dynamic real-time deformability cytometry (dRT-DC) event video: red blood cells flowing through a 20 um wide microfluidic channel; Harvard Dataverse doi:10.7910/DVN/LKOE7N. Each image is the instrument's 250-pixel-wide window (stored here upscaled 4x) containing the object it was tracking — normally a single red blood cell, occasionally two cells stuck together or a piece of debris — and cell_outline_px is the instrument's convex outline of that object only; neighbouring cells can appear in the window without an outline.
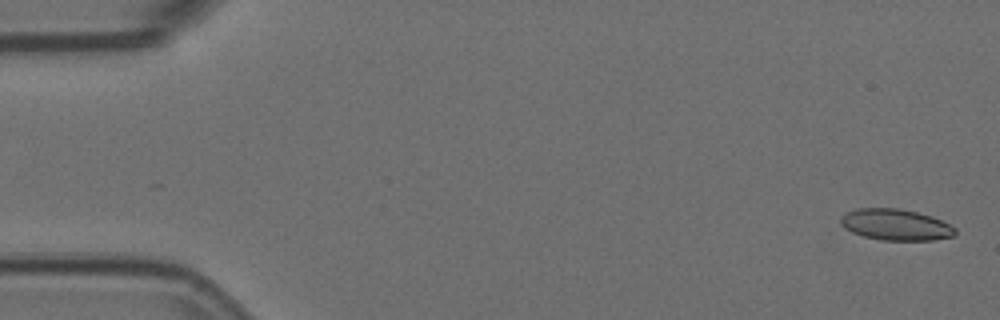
{"species": "Egyptian fruit bat (a non-hibernating species)", "species_latin": "Rousettus aegyptiacus", "temperature_condition": "room temperature", "stored_images_in_passage": 57, "camera_frame_rate_fps": 3000, "um_per_image_px": 0.085, "animal": {"sex": "female"}, "frame": {"image": 1, "passage_image": 2, "time_ms": 0.333, "image_size_px": [1000, 320], "cell_outline_px": [[956, 232], [952, 236], [932, 240], [880, 240], [864, 236], [852, 232], [844, 228], [840, 224], [840, 216], [856, 208], [896, 208], [916, 212], [932, 216], [956, 228]], "centroid_in_image_um": [76.1, 19.1], "position_along_channel_um": 8.9, "area_um2": 20.75}}
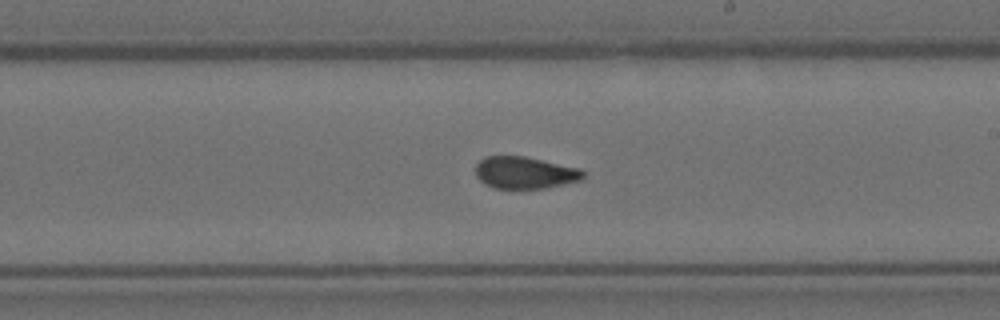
{"frame": {"image": 2, "passage_image": 33, "time_ms": 10.667, "image_size_px": [1000, 320], "cell_outline_px": [[584, 176], [580, 180], [544, 188], [492, 188], [484, 184], [476, 176], [476, 164], [484, 156], [524, 156], [580, 168], [584, 172]], "centroid_in_image_um": [44.58, 14.67], "position_along_channel_um": 244.4, "area_um2": 20.0}}
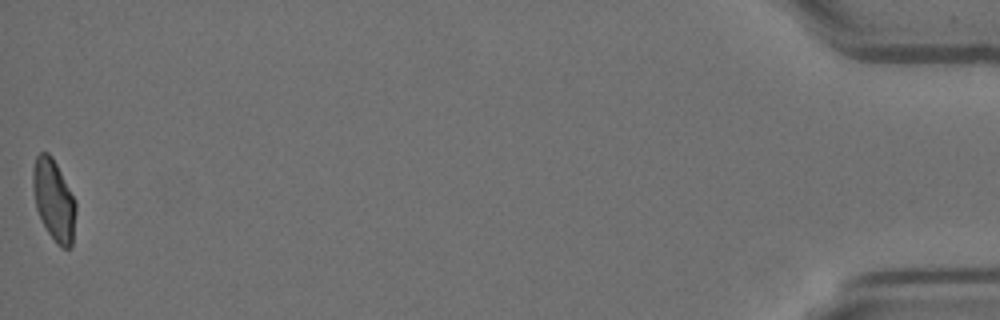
{"frame": {"image": 3, "passage_image": 57, "time_ms": 18.667, "image_size_px": [1000, 320], "cell_outline_px": [[76, 212], [72, 248], [60, 248], [56, 244], [48, 232], [36, 208], [32, 188], [32, 168], [36, 156], [40, 152], [48, 152], [52, 156], [76, 204]], "centroid_in_image_um": [4.56, 17.03], "position_along_channel_um": 430.6, "area_um2": 20.23}, "authors_computed_cell_mechanics": {"area_um2": 20.8658, "velocity_mm_per_s": 3.5798, "shape_relaxation_time_tau1_ms": 9.1414, "shape_relaxation_time_tau2_ms": 1.4994, "deformation_change_tau1": 0.185, "deformation_change_tau2": 0.0755}}